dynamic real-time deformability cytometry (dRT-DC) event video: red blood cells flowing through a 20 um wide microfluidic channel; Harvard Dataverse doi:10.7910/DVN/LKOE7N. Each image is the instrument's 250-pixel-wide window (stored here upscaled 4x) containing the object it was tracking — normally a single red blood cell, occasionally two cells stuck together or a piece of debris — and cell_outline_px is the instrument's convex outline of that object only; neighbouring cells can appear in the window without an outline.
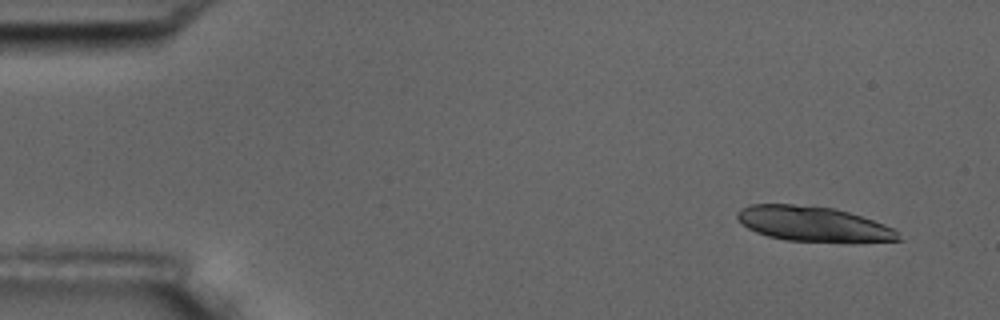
{"species": "common noctule bat (a hibernating species)", "species_latin": "Nyctalus noctula", "temperature_condition": "room temperature", "stored_images_in_passage": 6, "camera_frame_rate_fps": 3000, "um_per_image_px": 0.085, "animal": {"sex": "male", "body_mass_g": 17.5, "forearm_length_mm": 52.3}, "frame": {"image": 1, "passage_image": 1, "time_ms": 0.0, "image_size_px": [1000, 320], "cell_outline_px": [[904, 240], [784, 240], [768, 236], [756, 232], [748, 228], [736, 216], [736, 212], [740, 208], [752, 204], [792, 204], [832, 208], [848, 212], [884, 224], [900, 232]], "centroid_in_image_um": [69.07, 19.0], "position_along_channel_um": 15.9, "area_um2": 31.85}}
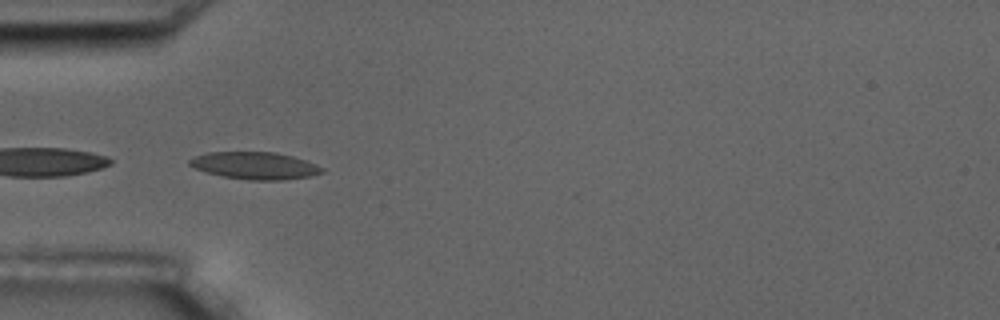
{"frame": {"image": 2, "passage_image": 5, "time_ms": 4.667, "image_size_px": [1000, 320], "cell_outline_px": [[324, 172], [308, 176], [284, 180], [248, 180], [224, 176], [208, 172], [196, 168], [188, 164], [188, 160], [192, 156], [208, 152], [276, 152], [292, 156], [316, 164], [324, 168]], "centroid_in_image_um": [21.66, 14.07], "position_along_channel_um": 63.3, "area_um2": 20.92}}